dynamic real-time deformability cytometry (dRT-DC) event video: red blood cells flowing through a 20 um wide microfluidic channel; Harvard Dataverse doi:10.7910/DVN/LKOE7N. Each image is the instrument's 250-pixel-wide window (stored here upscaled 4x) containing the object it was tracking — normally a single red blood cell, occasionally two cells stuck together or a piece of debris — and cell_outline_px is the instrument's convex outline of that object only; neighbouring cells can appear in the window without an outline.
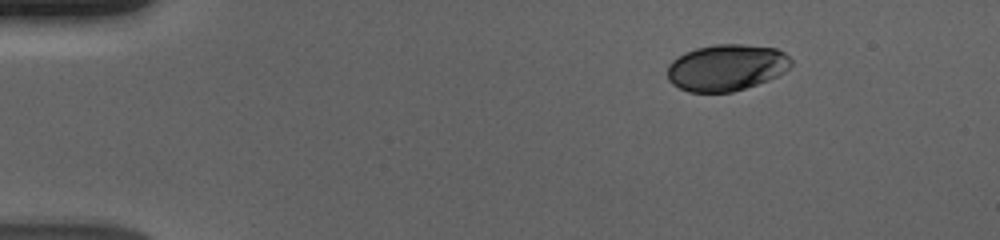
{"species": "human", "species_latin": "Homo sapiens", "temperature_condition": "cold", "stored_images_in_passage": 49, "camera_frame_rate_fps": 3000, "um_per_image_px": 0.085, "donor": {"sex": "male"}, "frame": {"image": 1, "passage_image": 1, "time_ms": 0.0, "image_size_px": [1000, 240], "cell_outline_px": [[792, 64], [784, 72], [768, 80], [732, 92], [688, 92], [672, 84], [668, 80], [668, 64], [672, 60], [684, 52], [696, 48], [716, 44], [744, 44], [776, 48], [784, 52], [792, 60]], "centroid_in_image_um": [61.73, 5.73], "position_along_channel_um": 23.3, "area_um2": 33.58}}
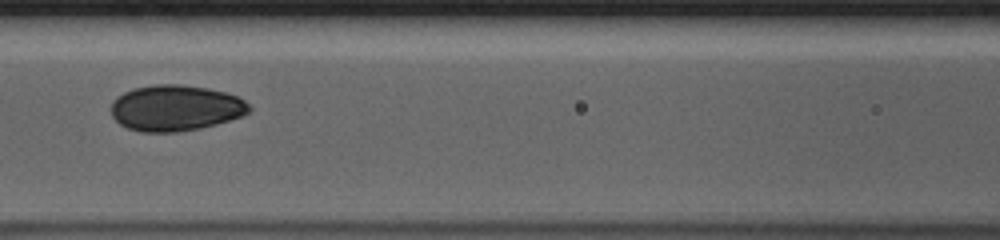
{"frame": {"image": 2, "passage_image": 19, "time_ms": 6.0, "image_size_px": [1000, 240], "cell_outline_px": [[252, 112], [244, 116], [216, 124], [200, 128], [176, 132], [140, 132], [128, 128], [120, 124], [112, 116], [112, 100], [116, 96], [132, 88], [156, 84], [180, 84], [208, 88], [240, 96], [252, 108]], "centroid_in_image_um": [14.95, 9.17], "position_along_channel_um": 151.7, "area_um2": 37.34}}
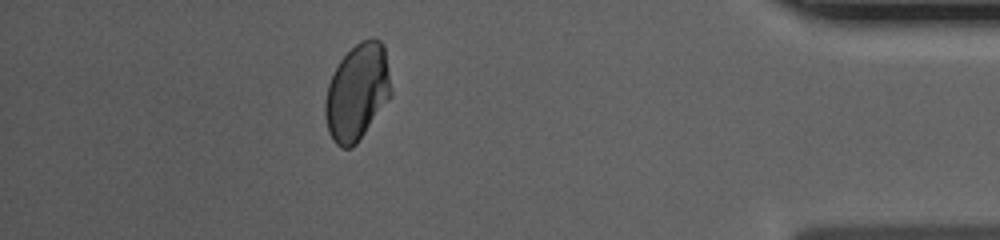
{"frame": {"image": 3, "passage_image": 43, "time_ms": 14.0, "image_size_px": [1000, 240], "cell_outline_px": [[392, 96], [356, 144], [352, 148], [340, 148], [332, 140], [328, 132], [324, 116], [324, 100], [328, 84], [340, 60], [360, 40], [380, 40], [384, 44], [392, 92]], "centroid_in_image_um": [30.35, 7.87], "position_along_channel_um": 404.8, "area_um2": 37.05}, "authors_computed_cell_mechanics": {"area_um2": 36.7608, "velocity_mm_per_s": 3.6847, "shape_relaxation_time_tau1_ms": 5.2958, "shape_relaxation_time_tau2_ms": null, "deformation_change_tau1": 0.1304, "deformation_change_tau2": null}}